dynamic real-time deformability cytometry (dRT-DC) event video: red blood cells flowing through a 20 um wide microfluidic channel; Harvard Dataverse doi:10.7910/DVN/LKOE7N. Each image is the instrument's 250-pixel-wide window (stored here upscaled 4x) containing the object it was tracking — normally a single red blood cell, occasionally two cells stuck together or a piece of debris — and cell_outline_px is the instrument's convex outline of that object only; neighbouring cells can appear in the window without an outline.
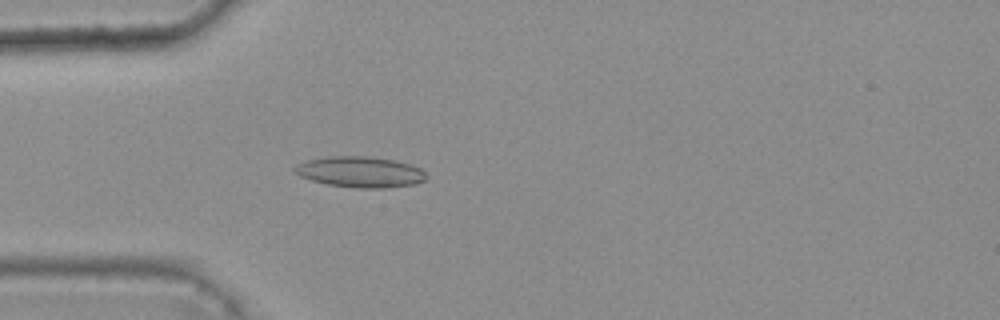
{"species": "common noctule bat (a hibernating species)", "species_latin": "Nyctalus noctula", "temperature_condition": "warm", "stored_images_in_passage": 5, "camera_frame_rate_fps": 3000, "um_per_image_px": 0.085, "animal": {"sex": "female", "body_mass_g": 25.1}, "frame": {"image": 1, "passage_image": 5, "time_ms": 1.333, "image_size_px": [1000, 320], "cell_outline_px": [[428, 176], [424, 180], [416, 184], [384, 188], [352, 188], [328, 184], [312, 180], [300, 176], [292, 168], [296, 164], [308, 160], [332, 156], [368, 156], [396, 160], [412, 164], [420, 168]], "centroid_in_image_um": [30.65, 14.61], "position_along_channel_um": 54.4, "area_um2": 23.76}}